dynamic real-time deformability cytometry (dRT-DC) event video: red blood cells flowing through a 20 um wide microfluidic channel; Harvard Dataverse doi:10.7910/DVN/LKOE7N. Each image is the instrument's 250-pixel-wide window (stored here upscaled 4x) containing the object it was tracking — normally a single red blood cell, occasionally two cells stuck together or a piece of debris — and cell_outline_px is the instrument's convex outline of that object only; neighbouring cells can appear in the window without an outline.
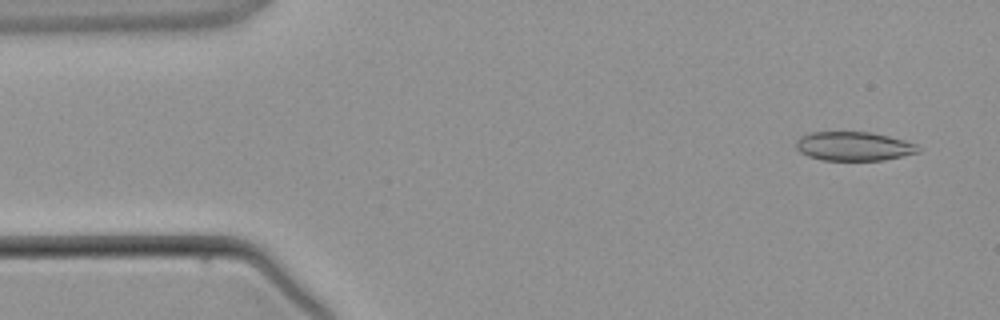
{"species": "common noctule bat (a hibernating species)", "species_latin": "Nyctalus noctula", "temperature_condition": "warm", "stored_images_in_passage": 4, "camera_frame_rate_fps": 3000, "um_per_image_px": 0.085, "animal": {"sex": "male", "body_mass_g": 21.5, "forearm_length_mm": 52.0}, "frame": {"image": 1, "passage_image": 1, "time_ms": 0.0, "image_size_px": [1000, 320], "cell_outline_px": [[920, 152], [884, 160], [820, 160], [808, 156], [800, 152], [796, 148], [796, 140], [800, 136], [812, 132], [868, 132], [888, 136], [904, 140], [916, 144], [920, 148]], "centroid_in_image_um": [72.55, 12.43], "position_along_channel_um": 12.4, "area_um2": 20.63}}
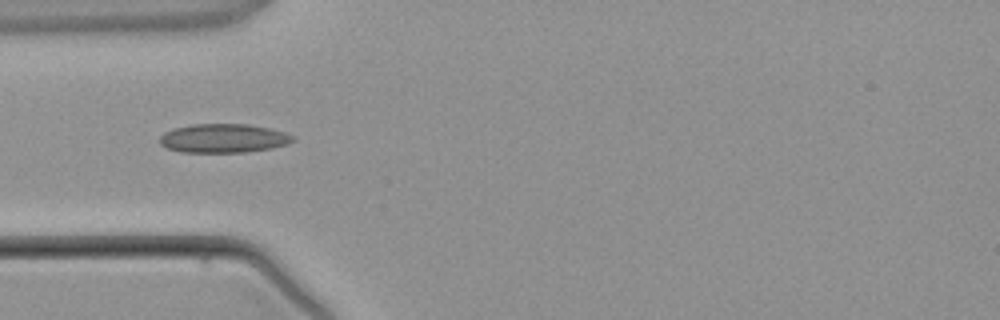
{"frame": {"image": 2, "passage_image": 3, "time_ms": 3.333, "image_size_px": [1000, 320], "cell_outline_px": [[296, 140], [288, 144], [272, 148], [244, 152], [180, 152], [168, 148], [160, 144], [160, 136], [164, 132], [172, 128], [192, 124], [248, 124], [268, 128], [284, 132], [296, 136]], "centroid_in_image_um": [19.01, 11.75], "position_along_channel_um": 66.0, "area_um2": 22.54}}
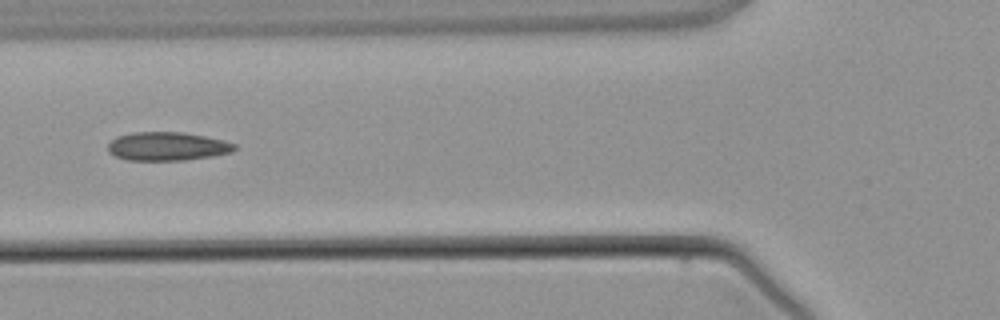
{"frame": {"image": 3, "passage_image": 4, "time_ms": 4.333, "image_size_px": [1000, 320], "cell_outline_px": [[236, 148], [232, 152], [212, 156], [184, 160], [128, 160], [116, 156], [108, 152], [108, 144], [116, 136], [132, 132], [184, 132], [224, 140], [236, 144]], "centroid_in_image_um": [14.22, 12.43], "position_along_channel_um": 111.6, "area_um2": 21.1}}